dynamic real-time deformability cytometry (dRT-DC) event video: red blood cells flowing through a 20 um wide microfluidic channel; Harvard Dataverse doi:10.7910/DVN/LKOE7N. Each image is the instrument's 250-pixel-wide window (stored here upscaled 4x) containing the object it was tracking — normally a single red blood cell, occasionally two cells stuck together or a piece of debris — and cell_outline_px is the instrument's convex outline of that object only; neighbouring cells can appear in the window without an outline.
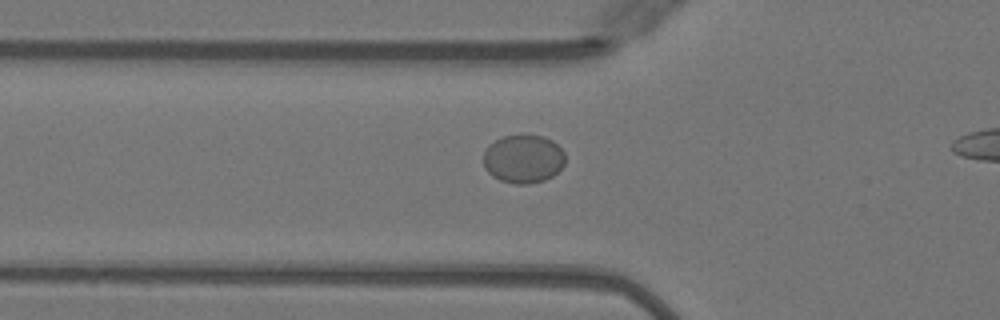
{"species": "Egyptian fruit bat (a non-hibernating species)", "species_latin": "Rousettus aegyptiacus", "temperature_condition": "warm", "stored_images_in_passage": 14, "camera_frame_rate_fps": 3000, "um_per_image_px": 0.085, "animal": {"sex": "female"}, "frame": {"image": 1, "passage_image": 12, "time_ms": 3.667, "image_size_px": [1000, 320], "cell_outline_px": [[564, 164], [552, 176], [544, 180], [528, 184], [516, 184], [500, 180], [492, 176], [484, 168], [484, 152], [488, 144], [504, 136], [520, 132], [524, 132], [544, 136], [552, 140], [564, 152]], "centroid_in_image_um": [44.46, 13.46], "position_along_channel_um": 81.3, "area_um2": 23.52}}